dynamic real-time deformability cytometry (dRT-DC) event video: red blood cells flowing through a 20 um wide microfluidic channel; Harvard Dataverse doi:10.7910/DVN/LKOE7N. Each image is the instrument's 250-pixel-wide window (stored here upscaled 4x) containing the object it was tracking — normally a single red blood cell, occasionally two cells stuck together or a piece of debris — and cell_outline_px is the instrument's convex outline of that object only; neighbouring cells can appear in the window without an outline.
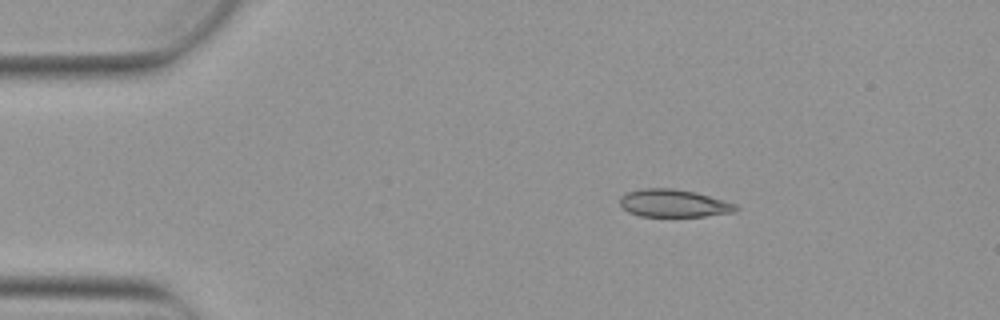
{"species": "Egyptian fruit bat (a non-hibernating species)", "species_latin": "Rousettus aegyptiacus", "temperature_condition": "warm", "stored_images_in_passage": 4, "camera_frame_rate_fps": 3000, "um_per_image_px": 0.085, "animal": {"sex": "female"}, "frame": {"image": 1, "passage_image": 1, "time_ms": 0.0, "image_size_px": [1000, 320], "cell_outline_px": [[740, 208], [736, 212], [704, 216], [640, 216], [628, 212], [620, 204], [620, 196], [624, 192], [644, 188], [672, 188], [696, 192], [724, 200], [736, 204]], "centroid_in_image_um": [57.27, 17.27], "position_along_channel_um": 27.7, "area_um2": 18.84}}
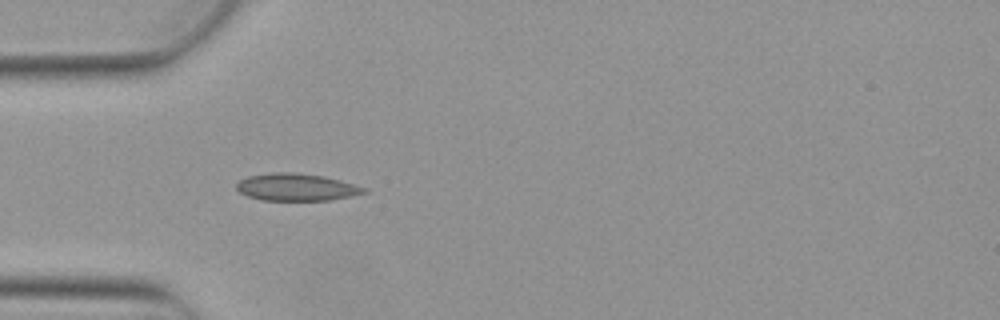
{"frame": {"image": 2, "passage_image": 3, "time_ms": 0.667, "image_size_px": [1000, 320], "cell_outline_px": [[368, 192], [352, 196], [328, 200], [260, 200], [248, 196], [240, 192], [236, 188], [236, 184], [240, 180], [248, 176], [272, 172], [292, 172], [324, 176], [340, 180], [368, 188]], "centroid_in_image_um": [25.21, 15.9], "position_along_channel_um": 59.8, "area_um2": 20.29}}
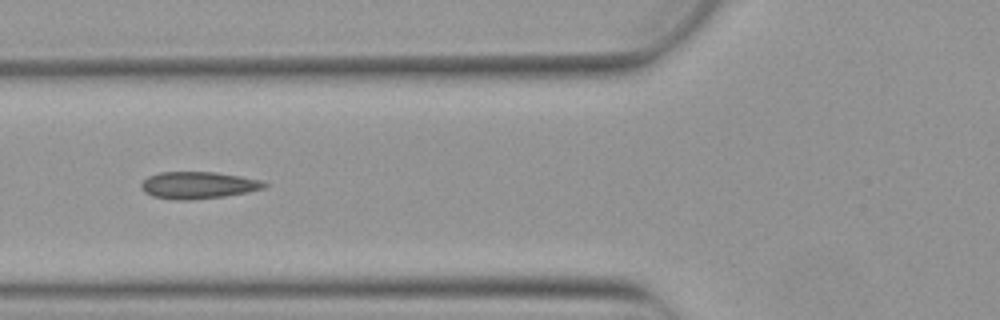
{"frame": {"image": 3, "passage_image": 4, "time_ms": 1.0, "image_size_px": [1000, 320], "cell_outline_px": [[268, 184], [264, 188], [248, 192], [224, 196], [188, 200], [176, 200], [152, 196], [144, 192], [140, 188], [140, 184], [148, 176], [160, 172], [216, 172], [240, 176], [260, 180]], "centroid_in_image_um": [16.81, 15.74], "position_along_channel_um": 109.0, "area_um2": 19.36}}